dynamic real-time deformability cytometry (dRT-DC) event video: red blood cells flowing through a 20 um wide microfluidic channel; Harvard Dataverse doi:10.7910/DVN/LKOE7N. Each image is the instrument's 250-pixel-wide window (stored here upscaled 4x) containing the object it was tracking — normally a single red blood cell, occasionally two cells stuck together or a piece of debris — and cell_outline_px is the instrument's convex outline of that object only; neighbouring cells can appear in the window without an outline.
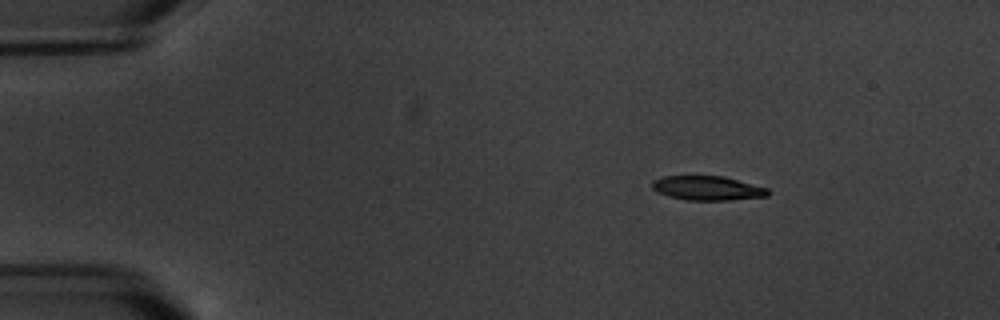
{"species": "common noctule bat (a hibernating species)", "species_latin": "Nyctalus noctula", "temperature_condition": "warm", "stored_images_in_passage": 3, "camera_frame_rate_fps": 3000, "um_per_image_px": 0.085, "animal": {"sex": "male", "body_mass_g": 20.1, "forearm_length_mm": 53.5}, "frame": {"image": 1, "passage_image": 1, "time_ms": 0.0, "image_size_px": [1000, 320], "cell_outline_px": [[768, 196], [728, 200], [688, 200], [668, 196], [656, 192], [652, 188], [652, 180], [664, 176], [724, 176], [768, 188]], "centroid_in_image_um": [60.1, 15.99], "position_along_channel_um": 24.9, "area_um2": 16.36}}
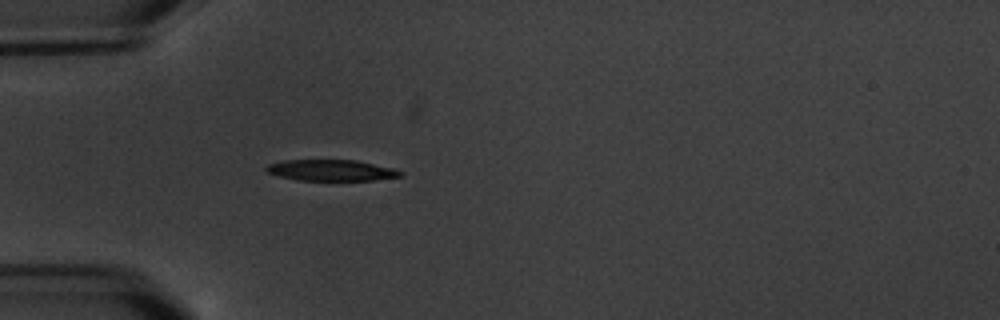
{"frame": {"image": 2, "passage_image": 3, "time_ms": 3.0, "image_size_px": [1000, 320], "cell_outline_px": [[404, 176], [372, 180], [296, 180], [280, 176], [268, 172], [264, 168], [268, 164], [284, 160], [356, 160], [392, 168], [404, 172]], "centroid_in_image_um": [28.17, 14.47], "position_along_channel_um": 56.8, "area_um2": 16.42}}